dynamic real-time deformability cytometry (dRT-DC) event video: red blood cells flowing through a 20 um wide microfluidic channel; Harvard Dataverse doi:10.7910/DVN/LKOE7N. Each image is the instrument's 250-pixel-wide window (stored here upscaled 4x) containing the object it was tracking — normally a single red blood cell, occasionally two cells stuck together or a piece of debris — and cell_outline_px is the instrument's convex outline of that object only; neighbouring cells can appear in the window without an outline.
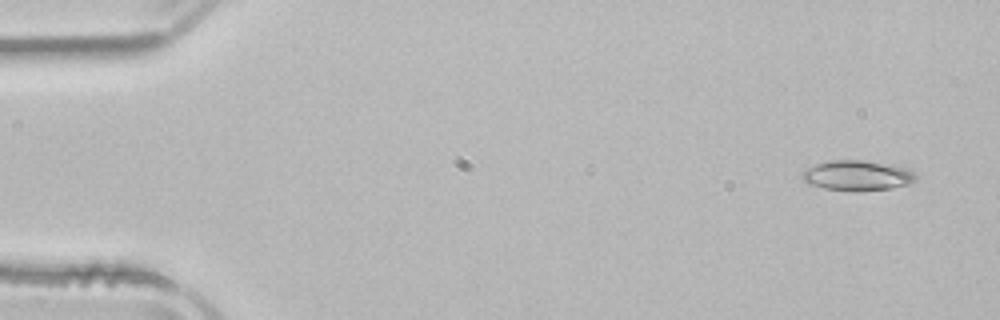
{"species": "common noctule bat (a hibernating species)", "species_latin": "Nyctalus noctula", "temperature_condition": "room temperature", "stored_images_in_passage": 52, "camera_frame_rate_fps": 3000, "um_per_image_px": 0.085, "animal": {"sex": "male", "body_mass_g": 21.5, "forearm_length_mm": 52.0}, "frame": {"image": 1, "passage_image": 3, "time_ms": 0.667, "image_size_px": [1000, 320], "cell_outline_px": [[916, 180], [908, 184], [892, 188], [824, 188], [808, 184], [804, 180], [800, 172], [816, 164], [832, 160], [864, 160], [908, 168], [916, 176]], "centroid_in_image_um": [72.85, 14.87], "position_along_channel_um": 12.1, "area_um2": 19.02}}
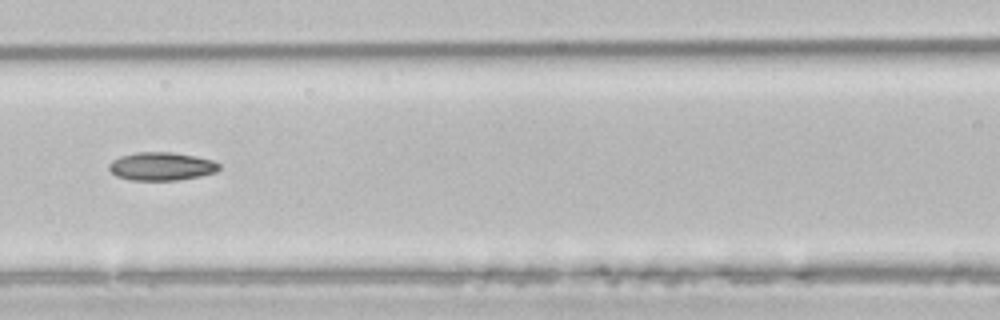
{"frame": {"image": 2, "passage_image": 23, "time_ms": 7.333, "image_size_px": [1000, 320], "cell_outline_px": [[220, 168], [216, 172], [200, 176], [176, 180], [132, 180], [116, 176], [108, 168], [108, 164], [112, 160], [120, 156], [136, 152], [172, 152], [196, 156], [212, 160], [220, 164]], "centroid_in_image_um": [13.72, 14.13], "position_along_channel_um": 152.9, "area_um2": 18.15}}
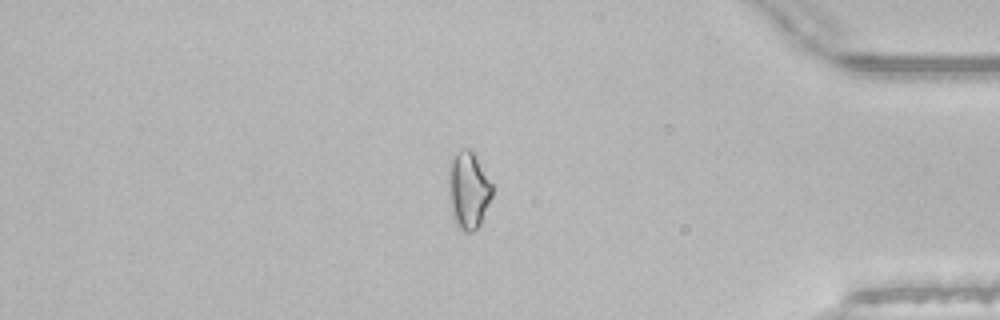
{"frame": {"image": 3, "passage_image": 44, "time_ms": 14.333, "image_size_px": [1000, 320], "cell_outline_px": [[492, 196], [480, 224], [472, 232], [464, 232], [456, 224], [452, 216], [448, 200], [448, 172], [452, 160], [456, 152], [464, 148], [472, 148], [492, 184]], "centroid_in_image_um": [39.79, 16.15], "position_along_channel_um": 395.4, "area_um2": 19.83}, "authors_computed_cell_mechanics": {"area_um2": 18.6116, "velocity_mm_per_s": 3.9172, "shape_relaxation_time_tau1_ms": null, "shape_relaxation_time_tau2_ms": 3.6841, "deformation_change_tau1": null, "deformation_change_tau2": 0.1041}}